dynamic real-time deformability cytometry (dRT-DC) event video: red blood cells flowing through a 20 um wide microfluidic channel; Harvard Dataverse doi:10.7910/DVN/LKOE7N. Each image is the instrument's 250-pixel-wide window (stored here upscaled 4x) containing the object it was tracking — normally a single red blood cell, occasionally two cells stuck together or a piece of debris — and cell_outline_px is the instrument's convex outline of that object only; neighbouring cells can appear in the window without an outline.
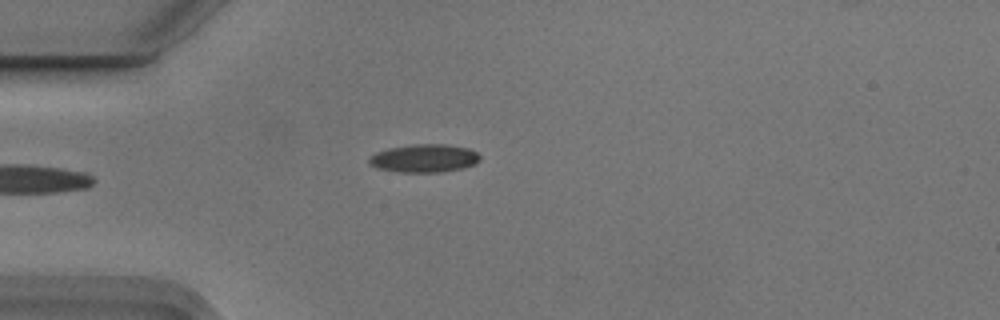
{"species": "Egyptian fruit bat (a non-hibernating species)", "species_latin": "Rousettus aegyptiacus", "temperature_condition": "cold", "stored_images_in_passage": 4, "camera_frame_rate_fps": 3000, "um_per_image_px": 0.085, "animal": {"sex": "male"}, "frame": {"image": 1, "passage_image": 4, "time_ms": 1.0, "image_size_px": [1000, 320], "cell_outline_px": [[480, 160], [476, 164], [464, 168], [440, 172], [400, 172], [376, 168], [368, 164], [368, 156], [376, 152], [388, 148], [412, 144], [448, 144], [468, 148], [476, 152], [480, 156]], "centroid_in_image_um": [36.04, 13.45], "position_along_channel_um": 49.0, "area_um2": 18.44}}